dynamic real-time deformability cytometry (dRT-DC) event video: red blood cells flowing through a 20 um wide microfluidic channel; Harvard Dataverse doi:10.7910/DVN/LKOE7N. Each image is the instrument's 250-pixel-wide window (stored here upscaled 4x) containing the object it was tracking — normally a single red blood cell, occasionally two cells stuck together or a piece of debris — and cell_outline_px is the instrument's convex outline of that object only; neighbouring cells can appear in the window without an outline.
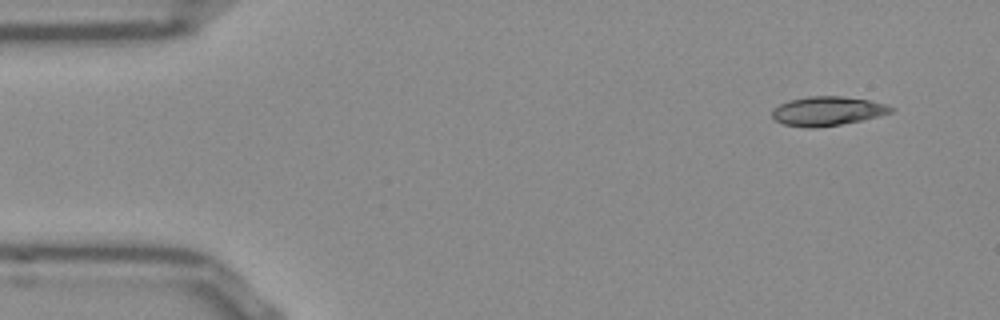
{"species": "Egyptian fruit bat (a non-hibernating species)", "species_latin": "Rousettus aegyptiacus", "temperature_condition": "room temperature", "stored_images_in_passage": 49, "camera_frame_rate_fps": 3000, "um_per_image_px": 0.085, "frame": {"image": 1, "passage_image": 1, "time_ms": 0.0, "image_size_px": [1000, 320], "cell_outline_px": [[896, 108], [892, 112], [860, 120], [840, 124], [816, 128], [808, 128], [784, 124], [776, 120], [772, 116], [772, 108], [788, 100], [808, 96], [840, 96], [868, 100], [888, 104]], "centroid_in_image_um": [70.31, 9.43], "position_along_channel_um": 14.7, "area_um2": 20.11}}
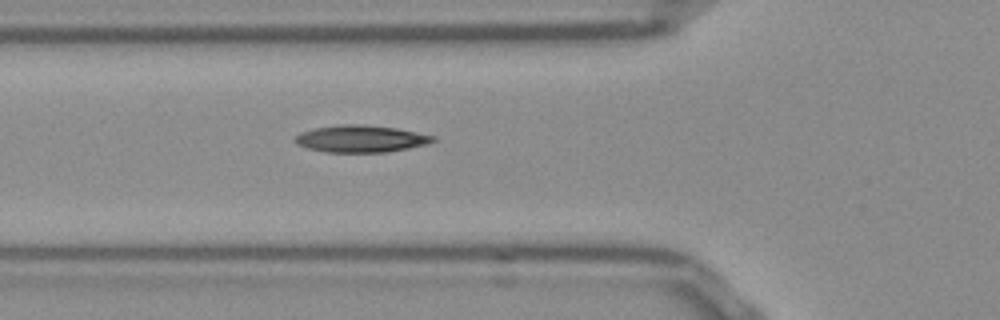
{"frame": {"image": 2, "passage_image": 15, "time_ms": 4.667, "image_size_px": [1000, 320], "cell_outline_px": [[436, 140], [428, 144], [388, 152], [324, 152], [308, 148], [296, 144], [292, 140], [300, 132], [316, 128], [340, 124], [360, 124], [396, 128], [436, 136]], "centroid_in_image_um": [30.66, 11.8], "position_along_channel_um": 95.1, "area_um2": 21.79}}
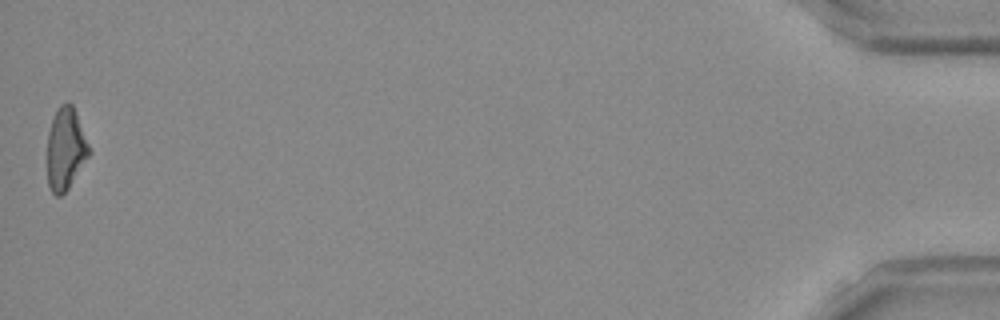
{"frame": {"image": 3, "passage_image": 49, "time_ms": 16.0, "image_size_px": [1000, 320], "cell_outline_px": [[92, 152], [68, 188], [60, 196], [56, 196], [52, 192], [48, 184], [48, 132], [52, 120], [60, 104], [68, 100], [72, 104], [76, 112]], "centroid_in_image_um": [5.59, 12.63], "position_along_channel_um": 429.6, "area_um2": 19.94}, "authors_computed_cell_mechanics": {"area_um2": 20.519, "velocity_mm_per_s": 3.841, "shape_relaxation_time_tau1_ms": null, "shape_relaxation_time_tau2_ms": 3.5916, "deformation_change_tau1": null, "deformation_change_tau2": 0.1146}}